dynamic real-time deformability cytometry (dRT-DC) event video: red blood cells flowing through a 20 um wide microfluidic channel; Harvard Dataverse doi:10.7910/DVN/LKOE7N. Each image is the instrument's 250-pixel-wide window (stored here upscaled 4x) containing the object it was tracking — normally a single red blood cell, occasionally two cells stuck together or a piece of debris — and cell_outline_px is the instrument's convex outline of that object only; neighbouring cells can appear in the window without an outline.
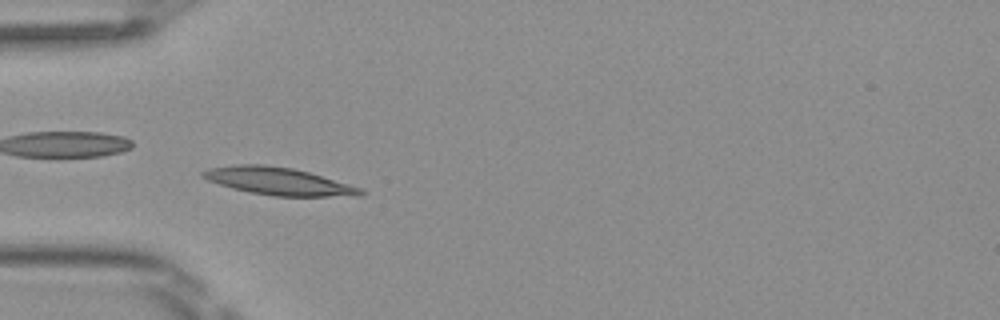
{"species": "Egyptian fruit bat (a non-hibernating species)", "species_latin": "Rousettus aegyptiacus", "temperature_condition": "room temperature", "stored_images_in_passage": 49, "camera_frame_rate_fps": 3000, "um_per_image_px": 0.085, "frame": {"image": 1, "passage_image": 15, "time_ms": 4.667, "image_size_px": [1000, 320], "cell_outline_px": [[368, 192], [360, 196], [272, 196], [248, 192], [232, 188], [208, 180], [200, 176], [200, 172], [208, 168], [236, 164], [264, 164], [292, 168], [308, 172], [348, 184], [360, 188]], "centroid_in_image_um": [23.64, 15.4], "position_along_channel_um": 61.4, "area_um2": 25.26}}
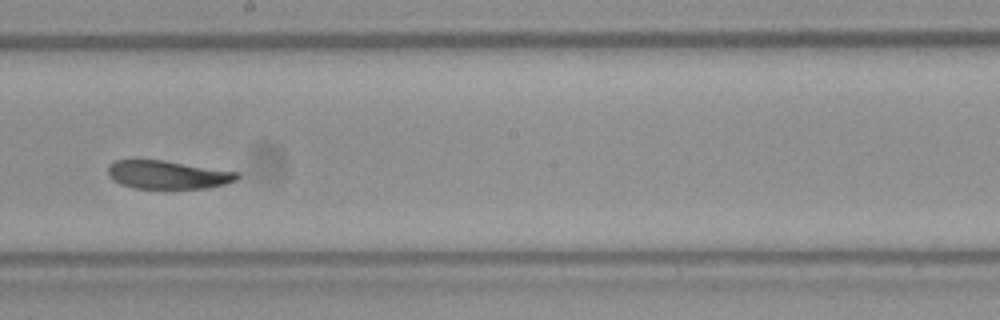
{"frame": {"image": 2, "passage_image": 28, "time_ms": 9.0, "image_size_px": [1000, 320], "cell_outline_px": [[240, 176], [236, 180], [224, 184], [208, 188], [136, 188], [120, 184], [112, 180], [108, 176], [108, 164], [116, 160], [164, 160], [240, 172]], "centroid_in_image_um": [14.25, 14.85], "position_along_channel_um": 233.9, "area_um2": 21.39}}
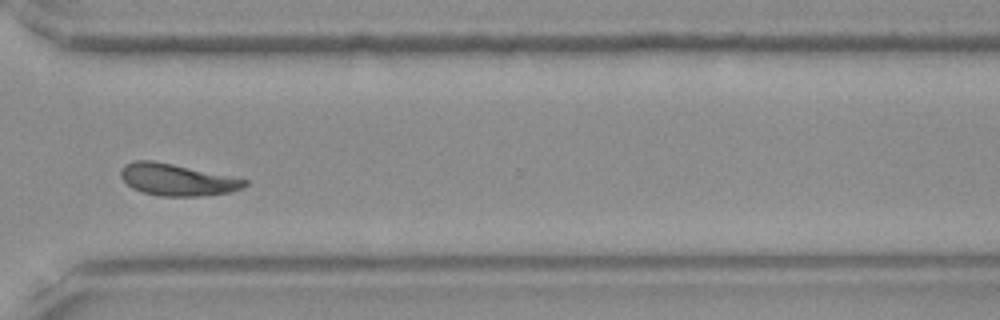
{"frame": {"image": 3, "passage_image": 37, "time_ms": 12.0, "image_size_px": [1000, 320], "cell_outline_px": [[248, 184], [244, 188], [228, 192], [200, 196], [160, 196], [144, 192], [132, 188], [120, 176], [120, 168], [124, 164], [132, 160], [152, 160], [172, 164], [248, 180]], "centroid_in_image_um": [15.01, 15.27], "position_along_channel_um": 355.6, "area_um2": 22.77}, "authors_computed_cell_mechanics": {"area_um2": 22.7154, "velocity_mm_per_s": 4.0522, "shape_relaxation_time_tau1_ms": 4.9874, "shape_relaxation_time_tau2_ms": 1.61, "deformation_change_tau1": 0.113, "deformation_change_tau2": 0.0636}}